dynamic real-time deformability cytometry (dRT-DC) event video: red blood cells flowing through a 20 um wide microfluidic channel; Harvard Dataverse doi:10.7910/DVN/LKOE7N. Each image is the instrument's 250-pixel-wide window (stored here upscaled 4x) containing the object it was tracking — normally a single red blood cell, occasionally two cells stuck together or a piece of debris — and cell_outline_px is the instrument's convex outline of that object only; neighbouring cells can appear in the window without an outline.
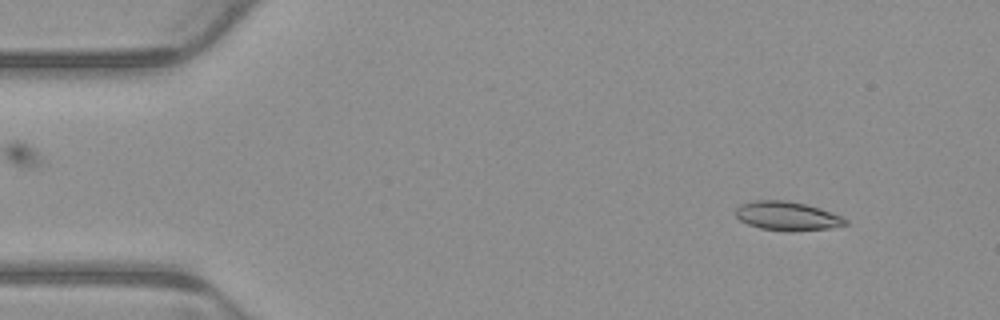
{"species": "common noctule bat (a hibernating species)", "species_latin": "Nyctalus noctula", "temperature_condition": "warm", "stored_images_in_passage": 7, "camera_frame_rate_fps": 3000, "um_per_image_px": 0.085, "animal": {"sex": "male", "body_mass_g": 23.1, "forearm_length_mm": 52.7}, "frame": {"image": 1, "passage_image": 1, "time_ms": 0.0, "image_size_px": [1000, 320], "cell_outline_px": [[848, 224], [828, 228], [788, 232], [760, 228], [748, 224], [740, 220], [736, 216], [736, 208], [740, 204], [756, 200], [784, 200], [804, 204], [820, 208], [840, 216], [848, 220]], "centroid_in_image_um": [66.89, 18.36], "position_along_channel_um": 18.1, "area_um2": 18.38}}
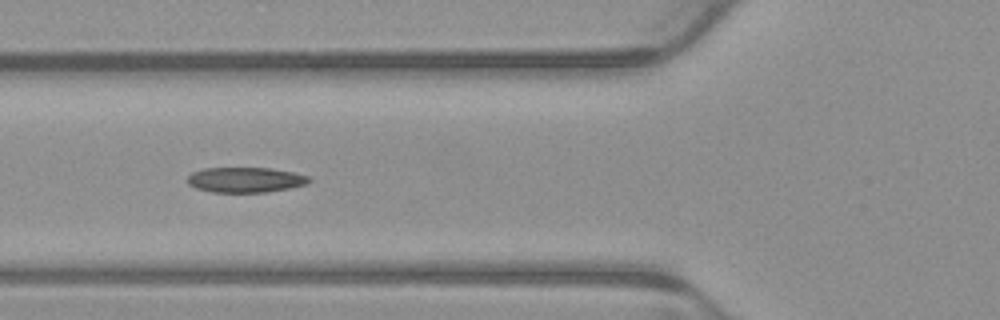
{"frame": {"image": 2, "passage_image": 5, "time_ms": 1.333, "image_size_px": [1000, 320], "cell_outline_px": [[312, 180], [308, 184], [288, 188], [264, 192], [212, 192], [196, 188], [188, 184], [188, 176], [192, 172], [204, 168], [272, 168], [296, 172], [312, 176]], "centroid_in_image_um": [20.92, 15.27], "position_along_channel_um": 104.9, "area_um2": 18.03}}
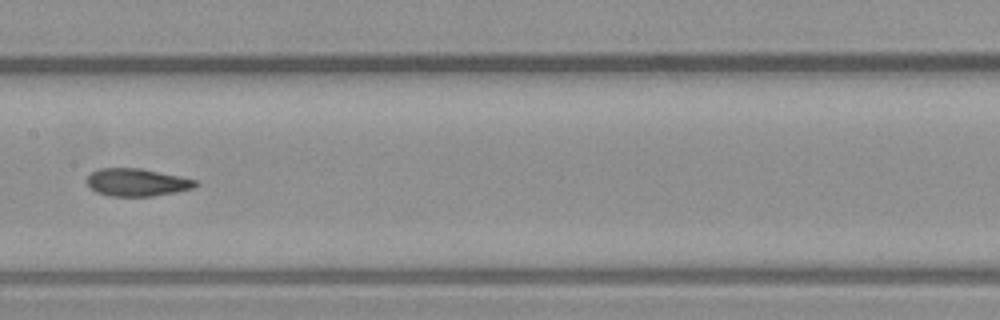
{"frame": {"image": 3, "passage_image": 7, "time_ms": 2.0, "image_size_px": [1000, 320], "cell_outline_px": [[200, 184], [192, 188], [176, 192], [152, 196], [108, 196], [96, 192], [88, 184], [88, 176], [92, 172], [100, 168], [140, 168], [180, 176], [196, 180]], "centroid_in_image_um": [11.66, 15.5], "position_along_channel_um": 195.7, "area_um2": 17.4}}